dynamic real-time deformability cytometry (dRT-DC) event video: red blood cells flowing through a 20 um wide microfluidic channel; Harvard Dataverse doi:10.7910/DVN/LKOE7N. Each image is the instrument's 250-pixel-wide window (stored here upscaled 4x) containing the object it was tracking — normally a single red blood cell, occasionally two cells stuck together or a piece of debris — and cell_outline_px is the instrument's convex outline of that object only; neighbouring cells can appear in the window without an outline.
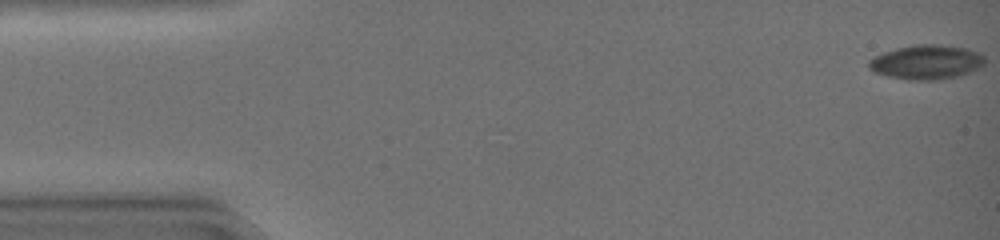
{"species": "common noctule bat (a hibernating species)", "species_latin": "Nyctalus noctula", "temperature_condition": "warm", "stored_images_in_passage": 46, "camera_frame_rate_fps": 3000, "um_per_image_px": 0.085, "animal": {"sex": "female", "body_mass_g": 19.0, "forearm_length_mm": 51.5}, "frame": {"image": 1, "passage_image": 1, "time_ms": 0.0, "image_size_px": [1000, 240], "cell_outline_px": [[984, 64], [980, 68], [960, 76], [932, 80], [908, 80], [888, 76], [876, 72], [868, 68], [868, 60], [884, 52], [896, 48], [916, 44], [932, 44], [968, 48], [984, 56]], "centroid_in_image_um": [78.75, 5.28], "position_along_channel_um": 6.2, "area_um2": 23.18}}
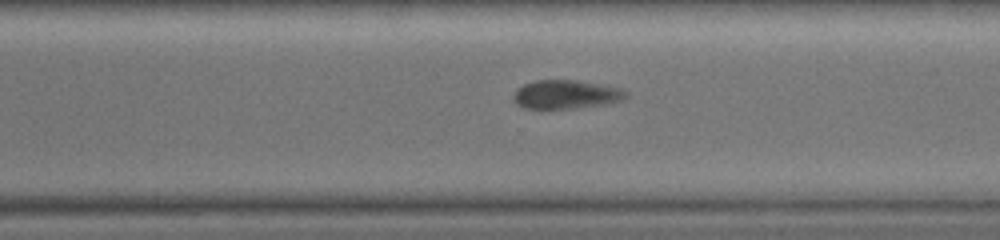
{"frame": {"image": 2, "passage_image": 33, "time_ms": 10.667, "image_size_px": [1000, 240], "cell_outline_px": [[628, 96], [620, 100], [608, 104], [572, 108], [524, 108], [516, 104], [512, 100], [512, 96], [516, 88], [524, 84], [536, 80], [576, 80], [608, 84], [620, 88], [628, 92]], "centroid_in_image_um": [48.11, 8.01], "position_along_channel_um": 322.5, "area_um2": 19.13}}
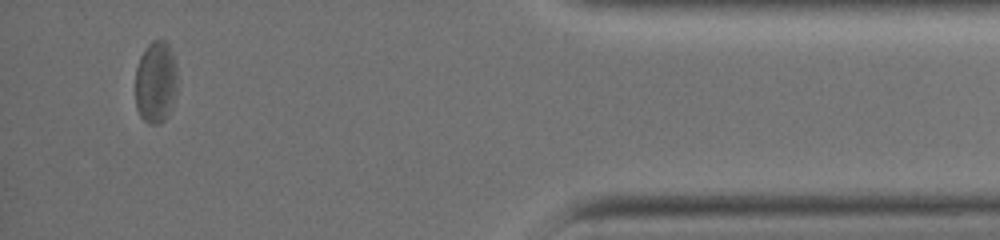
{"frame": {"image": 3, "passage_image": 43, "time_ms": 14.0, "image_size_px": [1000, 240], "cell_outline_px": [[176, 92], [168, 116], [160, 124], [148, 124], [140, 116], [136, 108], [136, 68], [140, 56], [148, 44], [152, 40], [164, 40], [168, 44], [172, 52], [176, 64]], "centroid_in_image_um": [13.23, 6.99], "position_along_channel_um": 422.0, "area_um2": 20.23}, "authors_computed_cell_mechanics": {"area_um2": 21.7328, "velocity_mm_per_s": 4.2678, "shape_relaxation_time_tau1_ms": null, "shape_relaxation_time_tau2_ms": 6.0729, "deformation_change_tau1": null, "deformation_change_tau2": 0.0974}}